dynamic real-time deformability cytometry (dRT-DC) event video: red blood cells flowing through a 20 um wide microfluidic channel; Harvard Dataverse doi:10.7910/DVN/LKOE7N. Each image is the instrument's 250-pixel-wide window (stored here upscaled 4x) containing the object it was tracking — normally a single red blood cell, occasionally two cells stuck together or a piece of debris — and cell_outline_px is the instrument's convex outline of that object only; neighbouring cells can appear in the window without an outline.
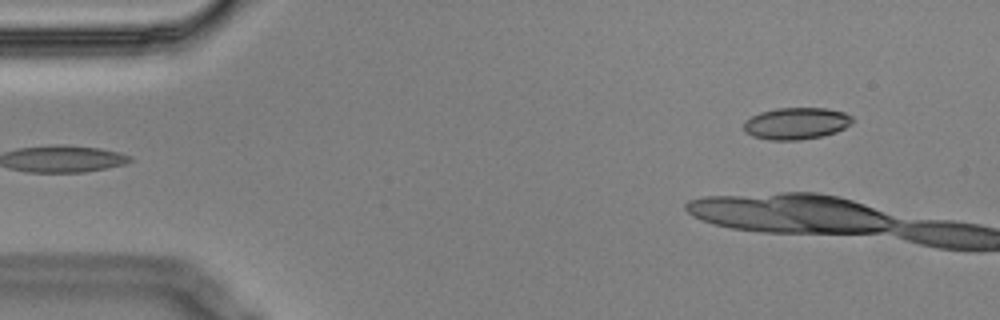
{"species": "Egyptian fruit bat (a non-hibernating species)", "species_latin": "Rousettus aegyptiacus", "temperature_condition": "cold", "stored_images_in_passage": 3, "camera_frame_rate_fps": 3000, "um_per_image_px": 0.085, "animal": {"sex": "male"}, "frame": {"image": 1, "passage_image": 1, "time_ms": 0.0, "image_size_px": [1000, 320], "cell_outline_px": [[852, 124], [836, 132], [820, 136], [800, 140], [768, 140], [752, 136], [744, 132], [744, 120], [760, 112], [776, 108], [828, 108], [844, 112], [852, 116]], "centroid_in_image_um": [67.66, 10.49], "position_along_channel_um": 17.3, "area_um2": 20.29}}